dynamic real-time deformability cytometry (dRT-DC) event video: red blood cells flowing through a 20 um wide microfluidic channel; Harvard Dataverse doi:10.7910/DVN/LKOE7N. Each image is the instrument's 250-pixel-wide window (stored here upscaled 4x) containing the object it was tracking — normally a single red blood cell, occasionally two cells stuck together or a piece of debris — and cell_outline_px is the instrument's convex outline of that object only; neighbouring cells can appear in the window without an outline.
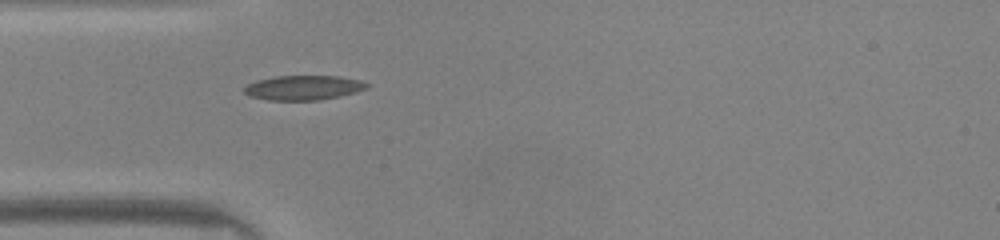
{"species": "common noctule bat (a hibernating species)", "species_latin": "Nyctalus noctula", "temperature_condition": "warm", "stored_images_in_passage": 35, "camera_frame_rate_fps": 3000, "um_per_image_px": 0.085, "animal": {"sex": "male", "body_mass_g": 20.0, "forearm_length_mm": 53.3}, "frame": {"image": 1, "passage_image": 1, "time_ms": 0.0, "image_size_px": [1000, 240], "cell_outline_px": [[368, 88], [356, 92], [340, 96], [320, 100], [268, 100], [248, 96], [244, 92], [244, 88], [248, 84], [256, 80], [276, 76], [340, 76], [360, 80], [368, 84]], "centroid_in_image_um": [25.79, 7.45], "position_along_channel_um": 59.2, "area_um2": 17.63}}
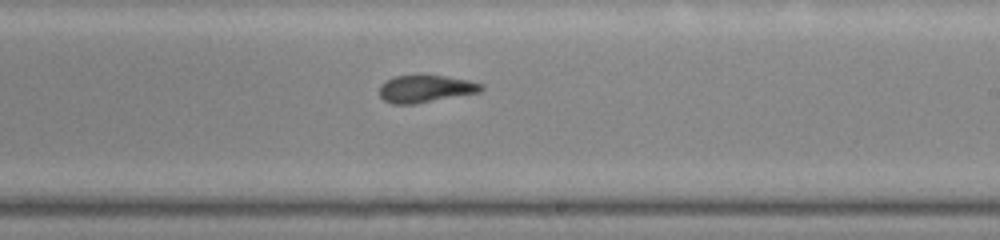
{"frame": {"image": 2, "passage_image": 15, "time_ms": 4.667, "image_size_px": [1000, 240], "cell_outline_px": [[484, 88], [480, 92], [416, 104], [392, 104], [384, 100], [380, 96], [380, 84], [384, 80], [396, 76], [444, 76], [468, 80], [484, 84]], "centroid_in_image_um": [36.17, 7.56], "position_along_channel_um": 252.8, "area_um2": 16.18}}
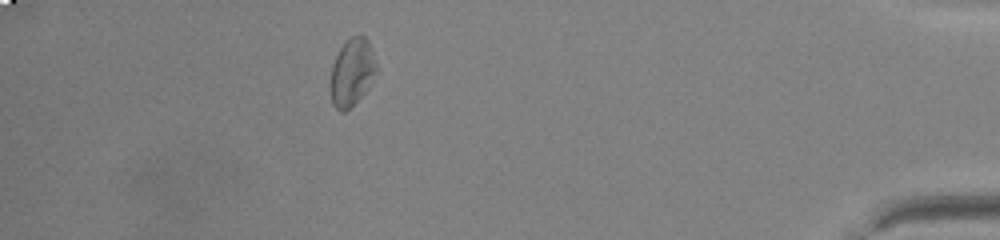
{"frame": {"image": 3, "passage_image": 30, "time_ms": 9.667, "image_size_px": [1000, 240], "cell_outline_px": [[376, 72], [368, 88], [344, 112], [340, 112], [332, 104], [328, 84], [332, 64], [340, 48], [352, 36], [364, 36], [368, 40], [376, 64]], "centroid_in_image_um": [29.87, 6.16], "position_along_channel_um": 405.3, "area_um2": 17.92}, "authors_computed_cell_mechanics": {"area_um2": 17.2822, "velocity_mm_per_s": 4.1659, "shape_relaxation_time_tau1_ms": 6.1474, "shape_relaxation_time_tau2_ms": 1.9037, "deformation_change_tau1": 0.1607, "deformation_change_tau2": 0.0816}}